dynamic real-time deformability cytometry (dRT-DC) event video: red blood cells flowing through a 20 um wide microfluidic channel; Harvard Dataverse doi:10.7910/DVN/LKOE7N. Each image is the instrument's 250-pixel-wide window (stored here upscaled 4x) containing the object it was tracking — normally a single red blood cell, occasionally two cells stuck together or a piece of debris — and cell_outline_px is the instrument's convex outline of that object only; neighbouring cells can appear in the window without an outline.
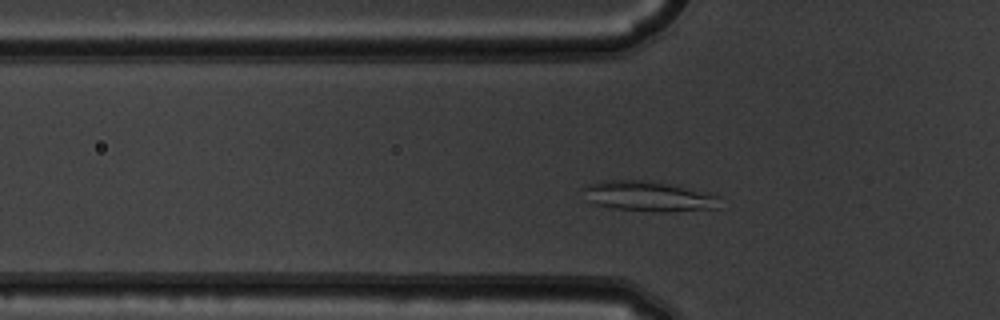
{"species": "common noctule bat (a hibernating species)", "species_latin": "Nyctalus noctula", "temperature_condition": "warm", "stored_images_in_passage": 37, "camera_frame_rate_fps": 3000, "um_per_image_px": 0.085, "animal": {"sex": "male", "body_mass_g": 19.5, "forearm_length_mm": 54.6}, "frame": {"image": 1, "passage_image": 2, "time_ms": 0.333, "image_size_px": [1000, 320], "cell_outline_px": [[720, 196], [716, 208], [668, 212], [656, 212], [612, 208], [592, 204], [588, 200], [580, 188], [588, 184], [604, 180], [644, 180], [676, 184], [712, 192]], "centroid_in_image_um": [55.14, 16.67], "position_along_channel_um": 70.7, "area_um2": 24.62}}
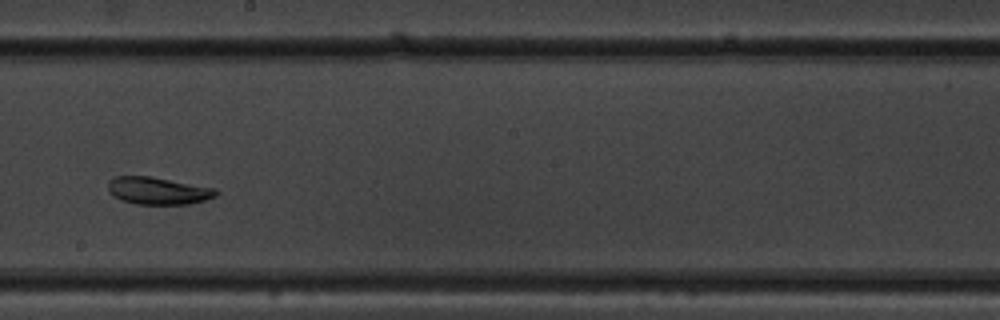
{"frame": {"image": 2, "passage_image": 15, "time_ms": 4.667, "image_size_px": [1000, 320], "cell_outline_px": [[220, 192], [216, 196], [204, 200], [188, 204], [136, 204], [120, 200], [112, 196], [108, 192], [108, 180], [116, 176], [148, 176], [216, 188]], "centroid_in_image_um": [13.41, 16.22], "position_along_channel_um": 234.8, "area_um2": 17.28}}
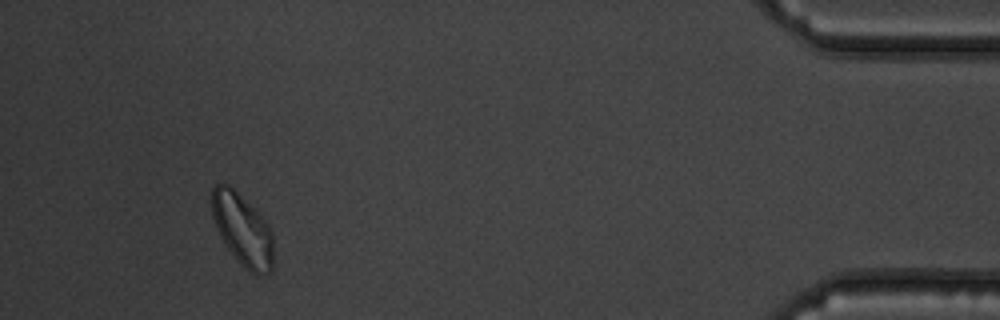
{"frame": {"image": 3, "passage_image": 34, "time_ms": 11.0, "image_size_px": [1000, 320], "cell_outline_px": [[272, 268], [268, 272], [260, 276], [256, 276], [248, 272], [236, 260], [224, 244], [216, 228], [212, 216], [212, 188], [216, 184], [228, 184], [268, 224], [272, 232]], "centroid_in_image_um": [20.59, 19.58], "position_along_channel_um": 414.6, "area_um2": 25.55}, "authors_computed_cell_mechanics": {"area_um2": 18.1492, "velocity_mm_per_s": 3.8016, "shape_relaxation_time_tau1_ms": 4.7468, "shape_relaxation_time_tau2_ms": 1.7593, "deformation_change_tau1": 0.1353, "deformation_change_tau2": 0.0588}}